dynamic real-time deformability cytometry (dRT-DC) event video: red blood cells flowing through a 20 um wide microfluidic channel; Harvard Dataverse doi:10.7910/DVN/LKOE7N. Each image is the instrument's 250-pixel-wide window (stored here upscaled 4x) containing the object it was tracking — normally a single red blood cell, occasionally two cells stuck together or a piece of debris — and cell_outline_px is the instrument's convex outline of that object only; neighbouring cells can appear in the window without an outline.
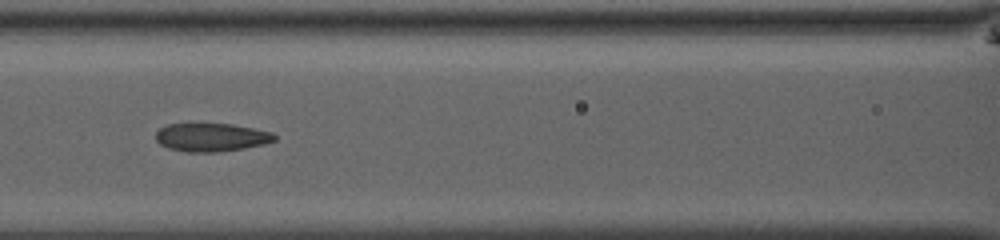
{"species": "common noctule bat (a hibernating species)", "species_latin": "Nyctalus noctula", "temperature_condition": "room temperature", "stored_images_in_passage": 14, "camera_frame_rate_fps": 3000, "um_per_image_px": 0.085, "animal": {"sex": "male", "body_mass_g": 13.0, "forearm_length_mm": 53.1}, "frame": {"image": 1, "passage_image": 12, "time_ms": 3.667, "image_size_px": [1000, 240], "cell_outline_px": [[276, 140], [264, 144], [244, 148], [216, 152], [188, 152], [168, 148], [160, 144], [156, 140], [156, 132], [160, 128], [168, 124], [232, 124], [272, 132], [276, 136]], "centroid_in_image_um": [17.96, 11.67], "position_along_channel_um": 148.6, "area_um2": 19.48}}